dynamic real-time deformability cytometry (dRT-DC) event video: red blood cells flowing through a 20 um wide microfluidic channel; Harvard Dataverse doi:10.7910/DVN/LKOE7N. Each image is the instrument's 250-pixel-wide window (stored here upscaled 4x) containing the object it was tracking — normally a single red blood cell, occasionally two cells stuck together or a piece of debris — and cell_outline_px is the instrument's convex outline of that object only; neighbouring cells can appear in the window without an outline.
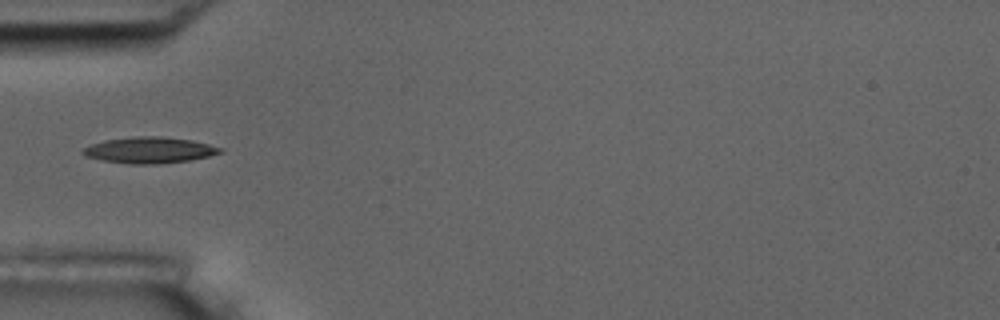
{"species": "common noctule bat (a hibernating species)", "species_latin": "Nyctalus noctula", "temperature_condition": "room temperature", "stored_images_in_passage": 1, "camera_frame_rate_fps": 3000, "um_per_image_px": 0.085, "animal": {"sex": "male", "body_mass_g": 17.5, "forearm_length_mm": 52.3}, "frame": {"image": 1, "passage_image": 1, "time_ms": 0.0, "image_size_px": [1000, 320], "cell_outline_px": [[224, 152], [192, 160], [160, 164], [132, 164], [100, 160], [84, 156], [80, 152], [84, 148], [92, 144], [104, 140], [136, 136], [160, 136], [192, 140], [224, 148]], "centroid_in_image_um": [12.71, 12.76], "position_along_channel_um": 72.3, "area_um2": 21.1}}